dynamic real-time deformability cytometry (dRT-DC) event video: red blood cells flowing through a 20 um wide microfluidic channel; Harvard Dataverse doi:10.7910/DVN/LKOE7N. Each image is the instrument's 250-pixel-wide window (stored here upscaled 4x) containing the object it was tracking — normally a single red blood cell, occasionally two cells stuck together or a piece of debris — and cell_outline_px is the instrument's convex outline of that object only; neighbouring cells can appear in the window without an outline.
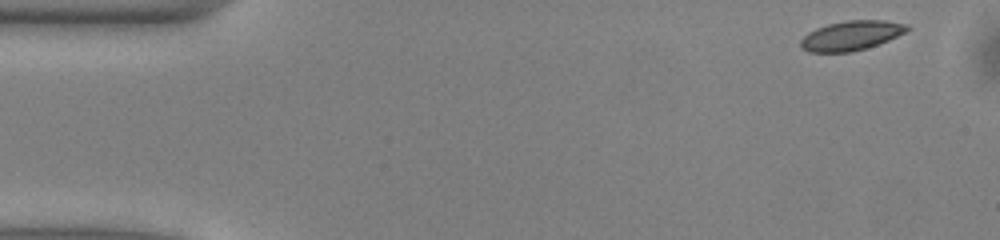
{"species": "common noctule bat (a hibernating species)", "species_latin": "Nyctalus noctula", "temperature_condition": "warm", "stored_images_in_passage": 49, "camera_frame_rate_fps": 3000, "um_per_image_px": 0.085, "animal": {"sex": "male", "body_mass_g": 13.0, "forearm_length_mm": 53.1}, "frame": {"image": 1, "passage_image": 1, "time_ms": 0.0, "image_size_px": [1000, 240], "cell_outline_px": [[912, 28], [888, 40], [852, 52], [808, 52], [800, 48], [800, 40], [808, 32], [816, 28], [828, 24], [848, 20], [884, 20], [908, 24]], "centroid_in_image_um": [72.33, 3.02], "position_along_channel_um": 12.7, "area_um2": 18.26}}
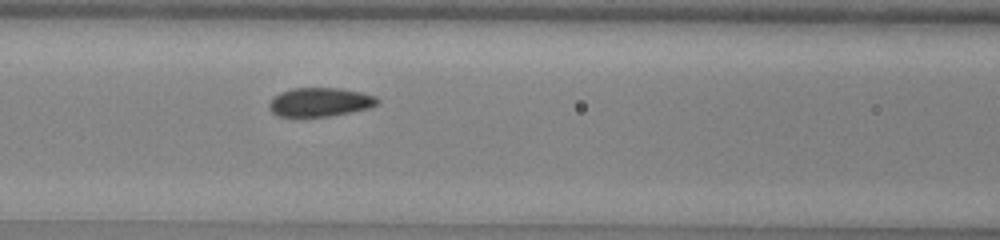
{"frame": {"image": 2, "passage_image": 19, "time_ms": 6.0, "image_size_px": [1000, 240], "cell_outline_px": [[380, 104], [368, 108], [332, 116], [280, 116], [272, 112], [268, 108], [268, 104], [272, 96], [280, 92], [292, 88], [340, 88], [360, 92], [376, 96], [380, 100]], "centroid_in_image_um": [27.19, 8.67], "position_along_channel_um": 139.4, "area_um2": 18.32}}
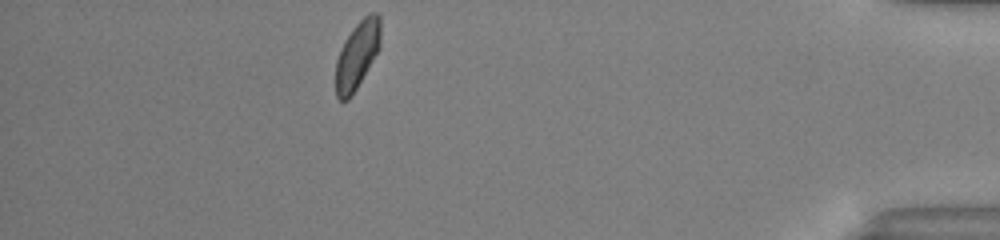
{"frame": {"image": 3, "passage_image": 43, "time_ms": 14.0, "image_size_px": [1000, 240], "cell_outline_px": [[380, 48], [352, 96], [348, 100], [340, 100], [336, 96], [336, 60], [344, 40], [356, 24], [368, 12], [376, 12], [380, 16]], "centroid_in_image_um": [30.37, 4.66], "position_along_channel_um": 404.8, "area_um2": 17.69}, "authors_computed_cell_mechanics": {"area_um2": 18.2648, "velocity_mm_per_s": 4.0057, "shape_relaxation_time_tau1_ms": 4.2915, "shape_relaxation_time_tau2_ms": 1.3841, "deformation_change_tau1": 0.0879, "deformation_change_tau2": 0.0405}}